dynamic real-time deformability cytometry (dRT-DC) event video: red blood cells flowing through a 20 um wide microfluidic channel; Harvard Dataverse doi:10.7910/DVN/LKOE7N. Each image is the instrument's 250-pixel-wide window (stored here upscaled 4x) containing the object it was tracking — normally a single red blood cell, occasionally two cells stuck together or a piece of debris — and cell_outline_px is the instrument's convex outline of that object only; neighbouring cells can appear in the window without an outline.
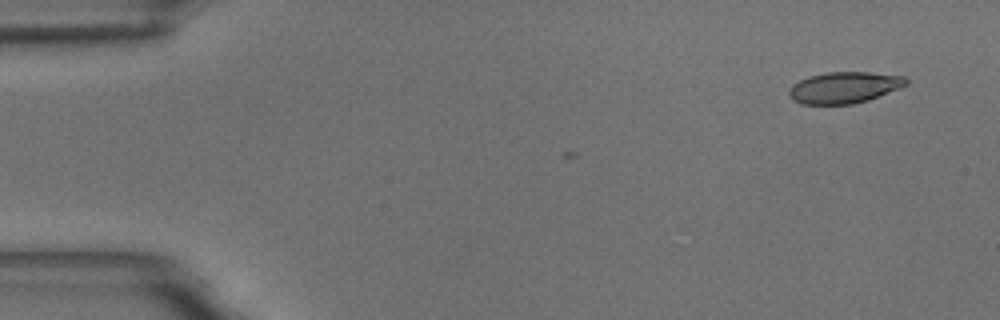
{"species": "common noctule bat (a hibernating species)", "species_latin": "Nyctalus noctula", "temperature_condition": "room temperature", "stored_images_in_passage": 5, "camera_frame_rate_fps": 3000, "um_per_image_px": 0.085, "animal": {"sex": "male", "body_mass_g": 18.8}, "frame": {"image": 1, "passage_image": 1, "time_ms": 0.0, "image_size_px": [1000, 320], "cell_outline_px": [[908, 84], [900, 88], [868, 100], [852, 104], [800, 104], [792, 100], [788, 96], [788, 92], [792, 84], [808, 76], [828, 72], [868, 72], [904, 76], [908, 80]], "centroid_in_image_um": [71.74, 7.44], "position_along_channel_um": 13.3, "area_um2": 21.5}}